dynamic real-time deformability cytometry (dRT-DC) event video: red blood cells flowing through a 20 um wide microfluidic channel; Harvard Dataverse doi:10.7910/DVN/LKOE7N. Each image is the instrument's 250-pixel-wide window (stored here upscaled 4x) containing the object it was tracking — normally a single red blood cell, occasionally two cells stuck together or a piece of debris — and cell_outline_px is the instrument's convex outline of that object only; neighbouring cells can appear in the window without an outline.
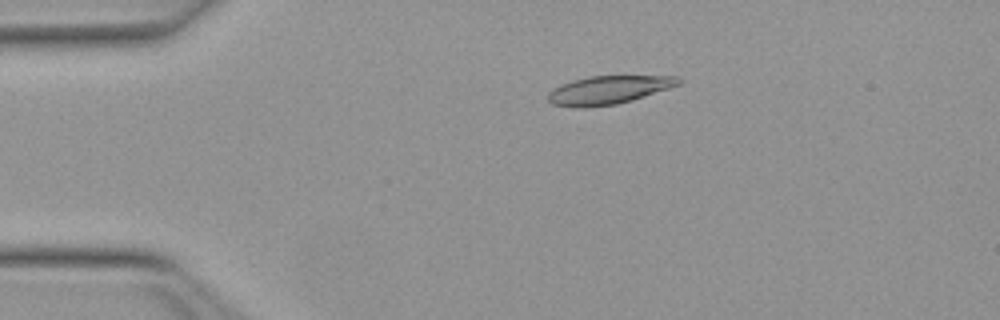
{"species": "Egyptian fruit bat (a non-hibernating species)", "species_latin": "Rousettus aegyptiacus", "temperature_condition": "warm", "stored_images_in_passage": 45, "camera_frame_rate_fps": 3000, "um_per_image_px": 0.085, "animal": {"sex": "female"}, "frame": {"image": 1, "passage_image": 4, "time_ms": 1.0, "image_size_px": [1000, 320], "cell_outline_px": [[680, 84], [644, 96], [616, 104], [584, 108], [576, 108], [552, 104], [548, 100], [548, 92], [552, 88], [560, 84], [572, 80], [588, 76], [680, 76]], "centroid_in_image_um": [51.65, 7.65], "position_along_channel_um": 33.3, "area_um2": 21.5}}
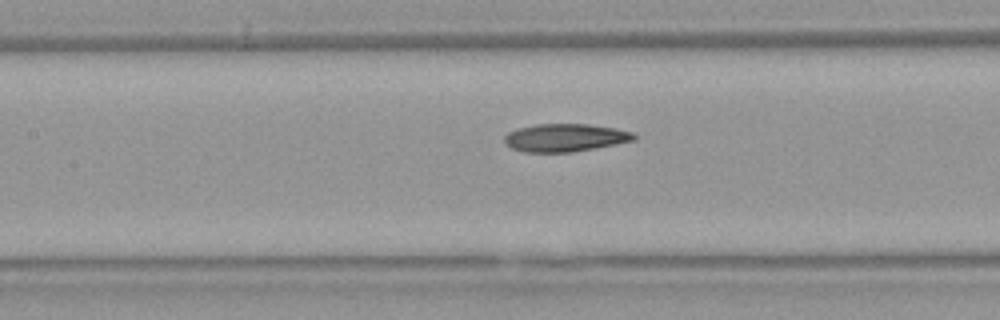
{"frame": {"image": 2, "passage_image": 17, "time_ms": 5.333, "image_size_px": [1000, 320], "cell_outline_px": [[636, 140], [616, 144], [572, 152], [524, 152], [512, 148], [504, 144], [504, 136], [508, 132], [516, 128], [536, 124], [588, 124], [616, 128], [636, 132]], "centroid_in_image_um": [48.04, 11.7], "position_along_channel_um": 159.4, "area_um2": 21.27}}
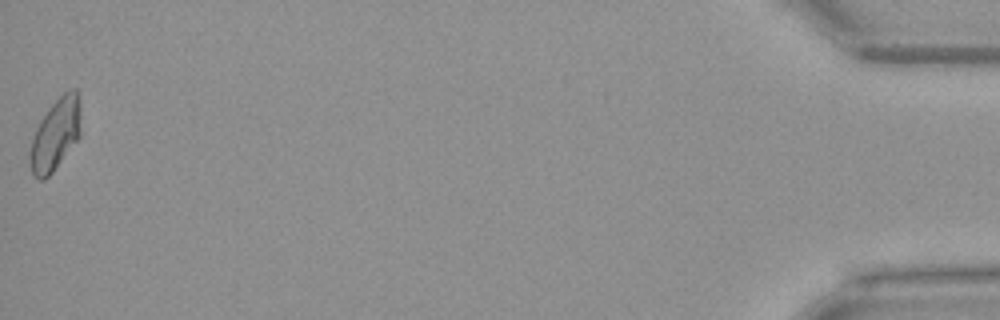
{"frame": {"image": 3, "passage_image": 45, "time_ms": 14.667, "image_size_px": [1000, 320], "cell_outline_px": [[80, 136], [52, 172], [44, 180], [40, 180], [32, 172], [28, 156], [28, 152], [36, 128], [40, 120], [48, 108], [68, 88], [76, 88], [80, 100]], "centroid_in_image_um": [4.71, 11.39], "position_along_channel_um": 430.5, "area_um2": 21.21}, "authors_computed_cell_mechanics": {"area_um2": 21.2126, "velocity_mm_per_s": 3.9749, "shape_relaxation_time_tau1_ms": 6.9369, "shape_relaxation_time_tau2_ms": 4.2078, "deformation_change_tau1": 0.2108, "deformation_change_tau2": 0.118}}